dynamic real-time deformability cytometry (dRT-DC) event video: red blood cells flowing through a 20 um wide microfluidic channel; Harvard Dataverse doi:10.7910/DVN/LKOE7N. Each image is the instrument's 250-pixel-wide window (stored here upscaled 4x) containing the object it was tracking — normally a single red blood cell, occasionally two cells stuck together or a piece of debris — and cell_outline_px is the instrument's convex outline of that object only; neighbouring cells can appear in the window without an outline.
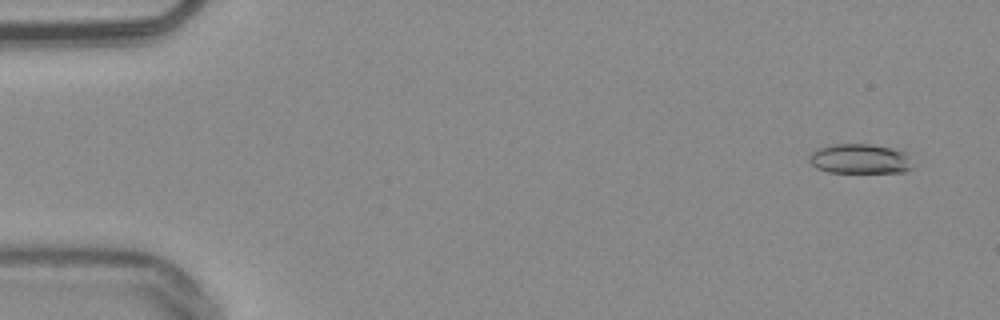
{"species": "common noctule bat (a hibernating species)", "species_latin": "Nyctalus noctula", "temperature_condition": "warm", "stored_images_in_passage": 50, "camera_frame_rate_fps": 3000, "um_per_image_px": 0.085, "animal": {"sex": "male", "body_mass_g": 20.4}, "frame": {"image": 1, "passage_image": 3, "time_ms": 0.667, "image_size_px": [1000, 320], "cell_outline_px": [[912, 168], [904, 172], [828, 172], [816, 168], [808, 160], [808, 156], [816, 148], [828, 144], [872, 144], [904, 152]], "centroid_in_image_um": [72.99, 13.5], "position_along_channel_um": 12.0, "area_um2": 17.8}}
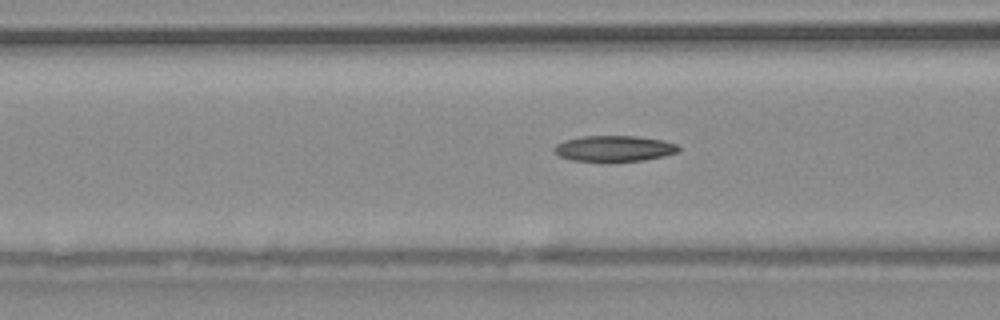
{"frame": {"image": 2, "passage_image": 21, "time_ms": 6.667, "image_size_px": [1000, 320], "cell_outline_px": [[680, 152], [664, 156], [644, 160], [608, 164], [572, 160], [560, 156], [552, 148], [556, 144], [564, 140], [580, 136], [636, 136], [664, 140], [676, 144], [680, 148]], "centroid_in_image_um": [52.2, 12.66], "position_along_channel_um": 114.4, "area_um2": 19.54}}
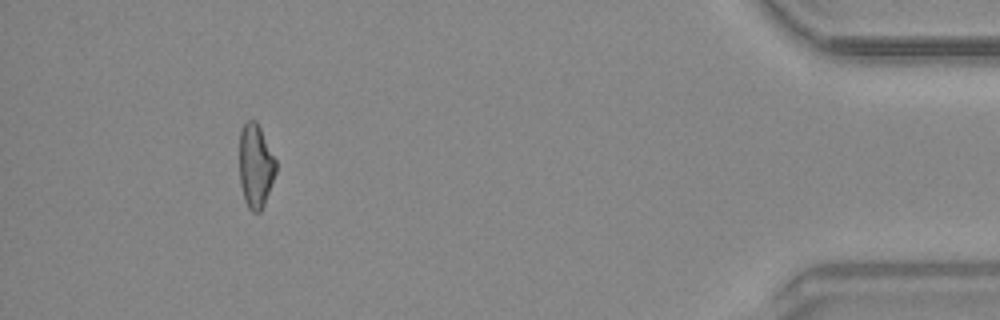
{"frame": {"image": 3, "passage_image": 49, "time_ms": 16.0, "image_size_px": [1000, 320], "cell_outline_px": [[276, 172], [264, 204], [260, 212], [252, 212], [248, 208], [244, 200], [240, 184], [240, 132], [244, 124], [248, 120], [256, 120], [276, 160]], "centroid_in_image_um": [21.72, 14.12], "position_along_channel_um": 413.5, "area_um2": 17.69}, "authors_computed_cell_mechanics": {"area_um2": 18.4093, "velocity_mm_per_s": 3.8707, "shape_relaxation_time_tau1_ms": null, "shape_relaxation_time_tau2_ms": 6.1976, "deformation_change_tau1": null, "deformation_change_tau2": 0.1672}}